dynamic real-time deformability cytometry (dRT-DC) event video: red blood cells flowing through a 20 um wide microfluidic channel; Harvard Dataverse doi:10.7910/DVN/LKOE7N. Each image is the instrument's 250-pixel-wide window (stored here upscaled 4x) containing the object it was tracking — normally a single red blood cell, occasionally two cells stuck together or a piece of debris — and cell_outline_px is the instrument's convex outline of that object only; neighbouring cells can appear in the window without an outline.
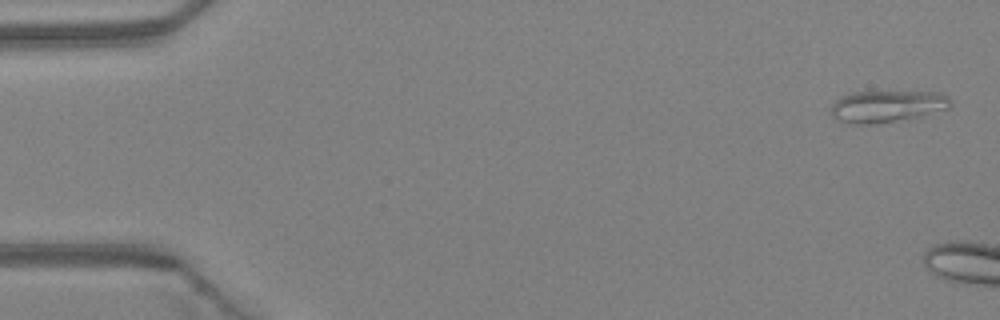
{"species": "Egyptian fruit bat (a non-hibernating species)", "species_latin": "Rousettus aegyptiacus", "temperature_condition": "warm", "stored_images_in_passage": 4, "camera_frame_rate_fps": 3000, "um_per_image_px": 0.085, "animal": {"sex": "female"}, "frame": {"image": 1, "passage_image": 1, "time_ms": 0.0, "image_size_px": [1000, 320], "cell_outline_px": [[952, 104], [948, 108], [920, 116], [872, 124], [848, 124], [836, 120], [832, 116], [832, 104], [840, 96], [852, 92], [940, 92], [948, 96]], "centroid_in_image_um": [75.36, 9.03], "position_along_channel_um": 9.6, "area_um2": 22.08}}